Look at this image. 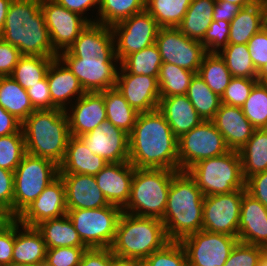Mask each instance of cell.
I'll return each mask as SVG.
<instances>
[{"instance_id":"obj_1","label":"cell","mask_w":267,"mask_h":266,"mask_svg":"<svg viewBox=\"0 0 267 266\" xmlns=\"http://www.w3.org/2000/svg\"><path fill=\"white\" fill-rule=\"evenodd\" d=\"M58 57L77 77L85 92H103L116 86L120 64L117 65L111 27L90 23Z\"/></svg>"},{"instance_id":"obj_2","label":"cell","mask_w":267,"mask_h":266,"mask_svg":"<svg viewBox=\"0 0 267 266\" xmlns=\"http://www.w3.org/2000/svg\"><path fill=\"white\" fill-rule=\"evenodd\" d=\"M129 162L135 168L179 171L178 138L158 109L138 113L129 134Z\"/></svg>"},{"instance_id":"obj_3","label":"cell","mask_w":267,"mask_h":266,"mask_svg":"<svg viewBox=\"0 0 267 266\" xmlns=\"http://www.w3.org/2000/svg\"><path fill=\"white\" fill-rule=\"evenodd\" d=\"M0 38L21 55L58 57L53 49L41 0H12Z\"/></svg>"},{"instance_id":"obj_4","label":"cell","mask_w":267,"mask_h":266,"mask_svg":"<svg viewBox=\"0 0 267 266\" xmlns=\"http://www.w3.org/2000/svg\"><path fill=\"white\" fill-rule=\"evenodd\" d=\"M204 195L187 171H178L170 184L166 209L161 221L170 241L202 230Z\"/></svg>"},{"instance_id":"obj_5","label":"cell","mask_w":267,"mask_h":266,"mask_svg":"<svg viewBox=\"0 0 267 266\" xmlns=\"http://www.w3.org/2000/svg\"><path fill=\"white\" fill-rule=\"evenodd\" d=\"M26 153L62 163L69 140V121L61 109L34 110L21 125Z\"/></svg>"},{"instance_id":"obj_6","label":"cell","mask_w":267,"mask_h":266,"mask_svg":"<svg viewBox=\"0 0 267 266\" xmlns=\"http://www.w3.org/2000/svg\"><path fill=\"white\" fill-rule=\"evenodd\" d=\"M168 242L161 219L122 212L110 249L118 259L142 262Z\"/></svg>"},{"instance_id":"obj_7","label":"cell","mask_w":267,"mask_h":266,"mask_svg":"<svg viewBox=\"0 0 267 266\" xmlns=\"http://www.w3.org/2000/svg\"><path fill=\"white\" fill-rule=\"evenodd\" d=\"M170 169L135 168L130 196L123 212L162 219L173 176Z\"/></svg>"},{"instance_id":"obj_8","label":"cell","mask_w":267,"mask_h":266,"mask_svg":"<svg viewBox=\"0 0 267 266\" xmlns=\"http://www.w3.org/2000/svg\"><path fill=\"white\" fill-rule=\"evenodd\" d=\"M204 196L227 194L245 189V179L238 151L200 160L187 170Z\"/></svg>"},{"instance_id":"obj_9","label":"cell","mask_w":267,"mask_h":266,"mask_svg":"<svg viewBox=\"0 0 267 266\" xmlns=\"http://www.w3.org/2000/svg\"><path fill=\"white\" fill-rule=\"evenodd\" d=\"M59 176L53 161L26 153L14 171V215L18 217Z\"/></svg>"},{"instance_id":"obj_10","label":"cell","mask_w":267,"mask_h":266,"mask_svg":"<svg viewBox=\"0 0 267 266\" xmlns=\"http://www.w3.org/2000/svg\"><path fill=\"white\" fill-rule=\"evenodd\" d=\"M122 208L110 204L102 208L67 210L82 242L88 248H110Z\"/></svg>"},{"instance_id":"obj_11","label":"cell","mask_w":267,"mask_h":266,"mask_svg":"<svg viewBox=\"0 0 267 266\" xmlns=\"http://www.w3.org/2000/svg\"><path fill=\"white\" fill-rule=\"evenodd\" d=\"M228 151L230 149L213 121L203 120L178 138L179 171H187L200 160L218 157Z\"/></svg>"},{"instance_id":"obj_12","label":"cell","mask_w":267,"mask_h":266,"mask_svg":"<svg viewBox=\"0 0 267 266\" xmlns=\"http://www.w3.org/2000/svg\"><path fill=\"white\" fill-rule=\"evenodd\" d=\"M160 28L146 9L112 26L115 54L119 64L128 55L155 43Z\"/></svg>"},{"instance_id":"obj_13","label":"cell","mask_w":267,"mask_h":266,"mask_svg":"<svg viewBox=\"0 0 267 266\" xmlns=\"http://www.w3.org/2000/svg\"><path fill=\"white\" fill-rule=\"evenodd\" d=\"M238 237L200 230L184 237L187 261L194 266H223L238 242Z\"/></svg>"},{"instance_id":"obj_14","label":"cell","mask_w":267,"mask_h":266,"mask_svg":"<svg viewBox=\"0 0 267 266\" xmlns=\"http://www.w3.org/2000/svg\"><path fill=\"white\" fill-rule=\"evenodd\" d=\"M155 43L162 63L174 64L195 74L207 54L200 41L188 38L176 27L160 28Z\"/></svg>"},{"instance_id":"obj_15","label":"cell","mask_w":267,"mask_h":266,"mask_svg":"<svg viewBox=\"0 0 267 266\" xmlns=\"http://www.w3.org/2000/svg\"><path fill=\"white\" fill-rule=\"evenodd\" d=\"M246 189L204 196L202 230L238 237L241 202Z\"/></svg>"},{"instance_id":"obj_16","label":"cell","mask_w":267,"mask_h":266,"mask_svg":"<svg viewBox=\"0 0 267 266\" xmlns=\"http://www.w3.org/2000/svg\"><path fill=\"white\" fill-rule=\"evenodd\" d=\"M53 49L59 54L68 50L79 34L90 24L81 15L71 12L54 0H41Z\"/></svg>"},{"instance_id":"obj_17","label":"cell","mask_w":267,"mask_h":266,"mask_svg":"<svg viewBox=\"0 0 267 266\" xmlns=\"http://www.w3.org/2000/svg\"><path fill=\"white\" fill-rule=\"evenodd\" d=\"M79 138L93 154L101 156L107 163L129 161V134L108 120Z\"/></svg>"},{"instance_id":"obj_18","label":"cell","mask_w":267,"mask_h":266,"mask_svg":"<svg viewBox=\"0 0 267 266\" xmlns=\"http://www.w3.org/2000/svg\"><path fill=\"white\" fill-rule=\"evenodd\" d=\"M119 69L115 87L128 104L138 113L158 109L160 91L157 78L149 75L129 74L121 66Z\"/></svg>"},{"instance_id":"obj_19","label":"cell","mask_w":267,"mask_h":266,"mask_svg":"<svg viewBox=\"0 0 267 266\" xmlns=\"http://www.w3.org/2000/svg\"><path fill=\"white\" fill-rule=\"evenodd\" d=\"M66 189L60 175L17 217L20 224L36 227L67 214Z\"/></svg>"},{"instance_id":"obj_20","label":"cell","mask_w":267,"mask_h":266,"mask_svg":"<svg viewBox=\"0 0 267 266\" xmlns=\"http://www.w3.org/2000/svg\"><path fill=\"white\" fill-rule=\"evenodd\" d=\"M65 110L68 121L70 135L79 137L98 127L107 120L104 91L85 92ZM71 109V110H70Z\"/></svg>"},{"instance_id":"obj_21","label":"cell","mask_w":267,"mask_h":266,"mask_svg":"<svg viewBox=\"0 0 267 266\" xmlns=\"http://www.w3.org/2000/svg\"><path fill=\"white\" fill-rule=\"evenodd\" d=\"M135 167L129 162L107 163L94 177L109 204L123 208L129 199Z\"/></svg>"},{"instance_id":"obj_22","label":"cell","mask_w":267,"mask_h":266,"mask_svg":"<svg viewBox=\"0 0 267 266\" xmlns=\"http://www.w3.org/2000/svg\"><path fill=\"white\" fill-rule=\"evenodd\" d=\"M65 184L68 210L109 206L93 175L59 174Z\"/></svg>"},{"instance_id":"obj_23","label":"cell","mask_w":267,"mask_h":266,"mask_svg":"<svg viewBox=\"0 0 267 266\" xmlns=\"http://www.w3.org/2000/svg\"><path fill=\"white\" fill-rule=\"evenodd\" d=\"M46 76L51 93V109L65 111L68 104H72V99L75 100V96L78 99L85 93L77 77L59 57L52 60Z\"/></svg>"},{"instance_id":"obj_24","label":"cell","mask_w":267,"mask_h":266,"mask_svg":"<svg viewBox=\"0 0 267 266\" xmlns=\"http://www.w3.org/2000/svg\"><path fill=\"white\" fill-rule=\"evenodd\" d=\"M223 135L230 150L239 151L256 129L246 118L241 107L221 103L212 120Z\"/></svg>"},{"instance_id":"obj_25","label":"cell","mask_w":267,"mask_h":266,"mask_svg":"<svg viewBox=\"0 0 267 266\" xmlns=\"http://www.w3.org/2000/svg\"><path fill=\"white\" fill-rule=\"evenodd\" d=\"M238 240L260 247L267 241V208L247 192L241 202Z\"/></svg>"},{"instance_id":"obj_26","label":"cell","mask_w":267,"mask_h":266,"mask_svg":"<svg viewBox=\"0 0 267 266\" xmlns=\"http://www.w3.org/2000/svg\"><path fill=\"white\" fill-rule=\"evenodd\" d=\"M46 251L43 236L36 227L20 224L18 220L14 222L12 264L44 265Z\"/></svg>"},{"instance_id":"obj_27","label":"cell","mask_w":267,"mask_h":266,"mask_svg":"<svg viewBox=\"0 0 267 266\" xmlns=\"http://www.w3.org/2000/svg\"><path fill=\"white\" fill-rule=\"evenodd\" d=\"M158 110L177 138L203 121L186 95L160 97Z\"/></svg>"},{"instance_id":"obj_28","label":"cell","mask_w":267,"mask_h":266,"mask_svg":"<svg viewBox=\"0 0 267 266\" xmlns=\"http://www.w3.org/2000/svg\"><path fill=\"white\" fill-rule=\"evenodd\" d=\"M107 162L88 149L79 137L70 136L66 153L59 165V174H85L95 176Z\"/></svg>"},{"instance_id":"obj_29","label":"cell","mask_w":267,"mask_h":266,"mask_svg":"<svg viewBox=\"0 0 267 266\" xmlns=\"http://www.w3.org/2000/svg\"><path fill=\"white\" fill-rule=\"evenodd\" d=\"M265 27L263 0L242 7L230 22L228 44H248L252 36Z\"/></svg>"},{"instance_id":"obj_30","label":"cell","mask_w":267,"mask_h":266,"mask_svg":"<svg viewBox=\"0 0 267 266\" xmlns=\"http://www.w3.org/2000/svg\"><path fill=\"white\" fill-rule=\"evenodd\" d=\"M36 228L41 232L47 249L56 247H87L82 242L67 215L45 220L38 224Z\"/></svg>"},{"instance_id":"obj_31","label":"cell","mask_w":267,"mask_h":266,"mask_svg":"<svg viewBox=\"0 0 267 266\" xmlns=\"http://www.w3.org/2000/svg\"><path fill=\"white\" fill-rule=\"evenodd\" d=\"M238 153L245 180L256 173L267 171V128L255 129Z\"/></svg>"},{"instance_id":"obj_32","label":"cell","mask_w":267,"mask_h":266,"mask_svg":"<svg viewBox=\"0 0 267 266\" xmlns=\"http://www.w3.org/2000/svg\"><path fill=\"white\" fill-rule=\"evenodd\" d=\"M215 3L216 0H191L177 28L188 38L201 41L213 20Z\"/></svg>"},{"instance_id":"obj_33","label":"cell","mask_w":267,"mask_h":266,"mask_svg":"<svg viewBox=\"0 0 267 266\" xmlns=\"http://www.w3.org/2000/svg\"><path fill=\"white\" fill-rule=\"evenodd\" d=\"M0 106L21 122L35 110L26 89L10 76H0Z\"/></svg>"},{"instance_id":"obj_34","label":"cell","mask_w":267,"mask_h":266,"mask_svg":"<svg viewBox=\"0 0 267 266\" xmlns=\"http://www.w3.org/2000/svg\"><path fill=\"white\" fill-rule=\"evenodd\" d=\"M107 120L130 134L138 112L133 109L116 87L104 91Z\"/></svg>"},{"instance_id":"obj_35","label":"cell","mask_w":267,"mask_h":266,"mask_svg":"<svg viewBox=\"0 0 267 266\" xmlns=\"http://www.w3.org/2000/svg\"><path fill=\"white\" fill-rule=\"evenodd\" d=\"M186 96L204 121H212L221 105V97L215 94L196 73L192 77Z\"/></svg>"},{"instance_id":"obj_36","label":"cell","mask_w":267,"mask_h":266,"mask_svg":"<svg viewBox=\"0 0 267 266\" xmlns=\"http://www.w3.org/2000/svg\"><path fill=\"white\" fill-rule=\"evenodd\" d=\"M146 0H100L94 23L112 27L145 10ZM99 18V19H98Z\"/></svg>"},{"instance_id":"obj_37","label":"cell","mask_w":267,"mask_h":266,"mask_svg":"<svg viewBox=\"0 0 267 266\" xmlns=\"http://www.w3.org/2000/svg\"><path fill=\"white\" fill-rule=\"evenodd\" d=\"M207 86L219 97L233 78L224 60L218 53H207L197 73Z\"/></svg>"},{"instance_id":"obj_38","label":"cell","mask_w":267,"mask_h":266,"mask_svg":"<svg viewBox=\"0 0 267 266\" xmlns=\"http://www.w3.org/2000/svg\"><path fill=\"white\" fill-rule=\"evenodd\" d=\"M54 58L22 55L10 77L27 90L46 77Z\"/></svg>"},{"instance_id":"obj_39","label":"cell","mask_w":267,"mask_h":266,"mask_svg":"<svg viewBox=\"0 0 267 266\" xmlns=\"http://www.w3.org/2000/svg\"><path fill=\"white\" fill-rule=\"evenodd\" d=\"M190 3L191 0H146L145 9L155 18L161 28H177Z\"/></svg>"},{"instance_id":"obj_40","label":"cell","mask_w":267,"mask_h":266,"mask_svg":"<svg viewBox=\"0 0 267 266\" xmlns=\"http://www.w3.org/2000/svg\"><path fill=\"white\" fill-rule=\"evenodd\" d=\"M194 72L170 63H162L157 77L160 97L186 95Z\"/></svg>"},{"instance_id":"obj_41","label":"cell","mask_w":267,"mask_h":266,"mask_svg":"<svg viewBox=\"0 0 267 266\" xmlns=\"http://www.w3.org/2000/svg\"><path fill=\"white\" fill-rule=\"evenodd\" d=\"M162 65L160 51L156 43L128 55L120 66L129 74L158 77Z\"/></svg>"},{"instance_id":"obj_42","label":"cell","mask_w":267,"mask_h":266,"mask_svg":"<svg viewBox=\"0 0 267 266\" xmlns=\"http://www.w3.org/2000/svg\"><path fill=\"white\" fill-rule=\"evenodd\" d=\"M233 77L257 78L247 44H228L218 52Z\"/></svg>"},{"instance_id":"obj_43","label":"cell","mask_w":267,"mask_h":266,"mask_svg":"<svg viewBox=\"0 0 267 266\" xmlns=\"http://www.w3.org/2000/svg\"><path fill=\"white\" fill-rule=\"evenodd\" d=\"M241 108L256 129L267 128V86L257 82Z\"/></svg>"},{"instance_id":"obj_44","label":"cell","mask_w":267,"mask_h":266,"mask_svg":"<svg viewBox=\"0 0 267 266\" xmlns=\"http://www.w3.org/2000/svg\"><path fill=\"white\" fill-rule=\"evenodd\" d=\"M26 154L22 129L0 137V167L14 172Z\"/></svg>"},{"instance_id":"obj_45","label":"cell","mask_w":267,"mask_h":266,"mask_svg":"<svg viewBox=\"0 0 267 266\" xmlns=\"http://www.w3.org/2000/svg\"><path fill=\"white\" fill-rule=\"evenodd\" d=\"M186 251L180 241H170L140 262L141 266H184Z\"/></svg>"},{"instance_id":"obj_46","label":"cell","mask_w":267,"mask_h":266,"mask_svg":"<svg viewBox=\"0 0 267 266\" xmlns=\"http://www.w3.org/2000/svg\"><path fill=\"white\" fill-rule=\"evenodd\" d=\"M257 82V78L233 77L221 96V103L242 107Z\"/></svg>"},{"instance_id":"obj_47","label":"cell","mask_w":267,"mask_h":266,"mask_svg":"<svg viewBox=\"0 0 267 266\" xmlns=\"http://www.w3.org/2000/svg\"><path fill=\"white\" fill-rule=\"evenodd\" d=\"M229 32L230 22L212 20L209 29L200 42L206 48L207 53H218L228 45Z\"/></svg>"},{"instance_id":"obj_48","label":"cell","mask_w":267,"mask_h":266,"mask_svg":"<svg viewBox=\"0 0 267 266\" xmlns=\"http://www.w3.org/2000/svg\"><path fill=\"white\" fill-rule=\"evenodd\" d=\"M88 247H56L47 249L44 266H79Z\"/></svg>"},{"instance_id":"obj_49","label":"cell","mask_w":267,"mask_h":266,"mask_svg":"<svg viewBox=\"0 0 267 266\" xmlns=\"http://www.w3.org/2000/svg\"><path fill=\"white\" fill-rule=\"evenodd\" d=\"M262 252L260 246L238 241L223 266H258Z\"/></svg>"},{"instance_id":"obj_50","label":"cell","mask_w":267,"mask_h":266,"mask_svg":"<svg viewBox=\"0 0 267 266\" xmlns=\"http://www.w3.org/2000/svg\"><path fill=\"white\" fill-rule=\"evenodd\" d=\"M247 46L252 63L258 71L267 63V28L264 27L261 31L254 34Z\"/></svg>"},{"instance_id":"obj_51","label":"cell","mask_w":267,"mask_h":266,"mask_svg":"<svg viewBox=\"0 0 267 266\" xmlns=\"http://www.w3.org/2000/svg\"><path fill=\"white\" fill-rule=\"evenodd\" d=\"M26 91L35 110L51 109V93L47 76Z\"/></svg>"},{"instance_id":"obj_52","label":"cell","mask_w":267,"mask_h":266,"mask_svg":"<svg viewBox=\"0 0 267 266\" xmlns=\"http://www.w3.org/2000/svg\"><path fill=\"white\" fill-rule=\"evenodd\" d=\"M0 206L14 214V172L0 167Z\"/></svg>"},{"instance_id":"obj_53","label":"cell","mask_w":267,"mask_h":266,"mask_svg":"<svg viewBox=\"0 0 267 266\" xmlns=\"http://www.w3.org/2000/svg\"><path fill=\"white\" fill-rule=\"evenodd\" d=\"M21 56L16 46L0 38V76H10Z\"/></svg>"},{"instance_id":"obj_54","label":"cell","mask_w":267,"mask_h":266,"mask_svg":"<svg viewBox=\"0 0 267 266\" xmlns=\"http://www.w3.org/2000/svg\"><path fill=\"white\" fill-rule=\"evenodd\" d=\"M245 189L267 208V171L256 173L245 180Z\"/></svg>"},{"instance_id":"obj_55","label":"cell","mask_w":267,"mask_h":266,"mask_svg":"<svg viewBox=\"0 0 267 266\" xmlns=\"http://www.w3.org/2000/svg\"><path fill=\"white\" fill-rule=\"evenodd\" d=\"M113 255L110 248H88L79 266H112Z\"/></svg>"},{"instance_id":"obj_56","label":"cell","mask_w":267,"mask_h":266,"mask_svg":"<svg viewBox=\"0 0 267 266\" xmlns=\"http://www.w3.org/2000/svg\"><path fill=\"white\" fill-rule=\"evenodd\" d=\"M14 248V223L0 234V266L12 264Z\"/></svg>"},{"instance_id":"obj_57","label":"cell","mask_w":267,"mask_h":266,"mask_svg":"<svg viewBox=\"0 0 267 266\" xmlns=\"http://www.w3.org/2000/svg\"><path fill=\"white\" fill-rule=\"evenodd\" d=\"M59 5L65 7L66 9L70 10L71 12L77 13L84 17L89 23H94L93 18L87 19L88 17L84 16L86 11H89L90 8L96 7L99 8L100 0H54ZM85 12V13H84Z\"/></svg>"},{"instance_id":"obj_58","label":"cell","mask_w":267,"mask_h":266,"mask_svg":"<svg viewBox=\"0 0 267 266\" xmlns=\"http://www.w3.org/2000/svg\"><path fill=\"white\" fill-rule=\"evenodd\" d=\"M242 7L226 1H216L213 12V21L231 22Z\"/></svg>"},{"instance_id":"obj_59","label":"cell","mask_w":267,"mask_h":266,"mask_svg":"<svg viewBox=\"0 0 267 266\" xmlns=\"http://www.w3.org/2000/svg\"><path fill=\"white\" fill-rule=\"evenodd\" d=\"M21 125V121L0 106V137L17 133Z\"/></svg>"},{"instance_id":"obj_60","label":"cell","mask_w":267,"mask_h":266,"mask_svg":"<svg viewBox=\"0 0 267 266\" xmlns=\"http://www.w3.org/2000/svg\"><path fill=\"white\" fill-rule=\"evenodd\" d=\"M17 217L12 211L5 208L0 209V234L7 230L15 221Z\"/></svg>"},{"instance_id":"obj_61","label":"cell","mask_w":267,"mask_h":266,"mask_svg":"<svg viewBox=\"0 0 267 266\" xmlns=\"http://www.w3.org/2000/svg\"><path fill=\"white\" fill-rule=\"evenodd\" d=\"M11 2L12 0H0V35L2 33L4 24H5L6 15H7Z\"/></svg>"},{"instance_id":"obj_62","label":"cell","mask_w":267,"mask_h":266,"mask_svg":"<svg viewBox=\"0 0 267 266\" xmlns=\"http://www.w3.org/2000/svg\"><path fill=\"white\" fill-rule=\"evenodd\" d=\"M112 266H141L139 261L118 259L115 255L112 256Z\"/></svg>"},{"instance_id":"obj_63","label":"cell","mask_w":267,"mask_h":266,"mask_svg":"<svg viewBox=\"0 0 267 266\" xmlns=\"http://www.w3.org/2000/svg\"><path fill=\"white\" fill-rule=\"evenodd\" d=\"M216 1H226L232 4L240 5L241 7H246L259 0H216Z\"/></svg>"},{"instance_id":"obj_64","label":"cell","mask_w":267,"mask_h":266,"mask_svg":"<svg viewBox=\"0 0 267 266\" xmlns=\"http://www.w3.org/2000/svg\"><path fill=\"white\" fill-rule=\"evenodd\" d=\"M258 82L267 81V63L257 71Z\"/></svg>"},{"instance_id":"obj_65","label":"cell","mask_w":267,"mask_h":266,"mask_svg":"<svg viewBox=\"0 0 267 266\" xmlns=\"http://www.w3.org/2000/svg\"><path fill=\"white\" fill-rule=\"evenodd\" d=\"M258 266H267V253L262 252L259 258Z\"/></svg>"},{"instance_id":"obj_66","label":"cell","mask_w":267,"mask_h":266,"mask_svg":"<svg viewBox=\"0 0 267 266\" xmlns=\"http://www.w3.org/2000/svg\"><path fill=\"white\" fill-rule=\"evenodd\" d=\"M264 13H265V27L267 28V0H263Z\"/></svg>"},{"instance_id":"obj_67","label":"cell","mask_w":267,"mask_h":266,"mask_svg":"<svg viewBox=\"0 0 267 266\" xmlns=\"http://www.w3.org/2000/svg\"><path fill=\"white\" fill-rule=\"evenodd\" d=\"M9 266H44V265H29V264H11Z\"/></svg>"},{"instance_id":"obj_68","label":"cell","mask_w":267,"mask_h":266,"mask_svg":"<svg viewBox=\"0 0 267 266\" xmlns=\"http://www.w3.org/2000/svg\"><path fill=\"white\" fill-rule=\"evenodd\" d=\"M262 250L264 253H267V241L266 243L262 246Z\"/></svg>"},{"instance_id":"obj_69","label":"cell","mask_w":267,"mask_h":266,"mask_svg":"<svg viewBox=\"0 0 267 266\" xmlns=\"http://www.w3.org/2000/svg\"><path fill=\"white\" fill-rule=\"evenodd\" d=\"M184 266H194L192 264H190L188 261L184 264Z\"/></svg>"}]
</instances>
